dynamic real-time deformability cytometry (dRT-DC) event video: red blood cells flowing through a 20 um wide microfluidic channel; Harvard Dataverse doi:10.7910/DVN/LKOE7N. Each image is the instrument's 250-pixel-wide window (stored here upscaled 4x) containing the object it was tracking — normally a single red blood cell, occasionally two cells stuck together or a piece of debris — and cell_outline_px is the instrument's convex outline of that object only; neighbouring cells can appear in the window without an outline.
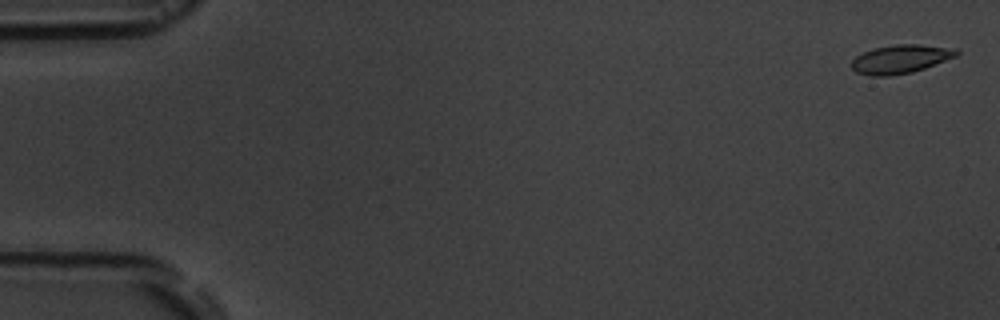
{"species": "common noctule bat (a hibernating species)", "species_latin": "Nyctalus noctula", "temperature_condition": "room temperature", "stored_images_in_passage": 8, "camera_frame_rate_fps": 3000, "um_per_image_px": 0.085, "animal": {"sex": "male", "body_mass_g": 19.5, "forearm_length_mm": 54.6}, "frame": {"image": 1, "passage_image": 1, "time_ms": 0.0, "image_size_px": [1000, 320], "cell_outline_px": [[960, 52], [956, 56], [924, 68], [912, 72], [888, 76], [868, 76], [856, 72], [852, 68], [852, 60], [856, 56], [864, 52], [876, 48], [896, 44], [920, 44], [956, 48]], "centroid_in_image_um": [76.55, 5.02], "position_along_channel_um": 8.5, "area_um2": 17.4}}
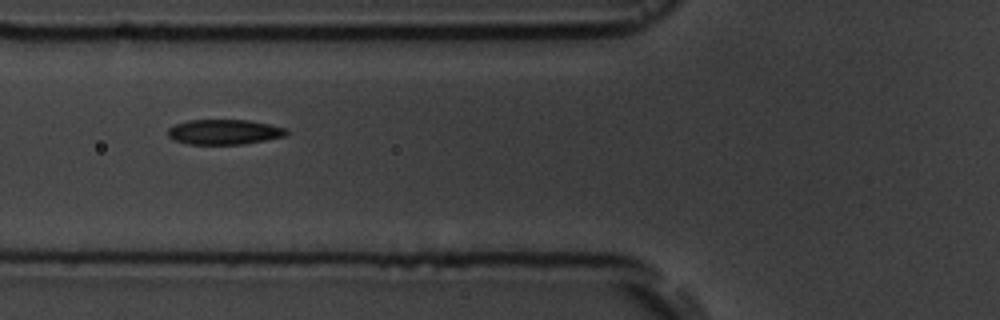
{"frame": {"image": 2, "passage_image": 7, "time_ms": 6.667, "image_size_px": [1000, 320], "cell_outline_px": [[288, 132], [284, 136], [244, 144], [188, 144], [176, 140], [168, 136], [168, 128], [176, 124], [188, 120], [248, 120], [288, 128]], "centroid_in_image_um": [19.06, 11.21], "position_along_channel_um": 106.7, "area_um2": 17.17}}
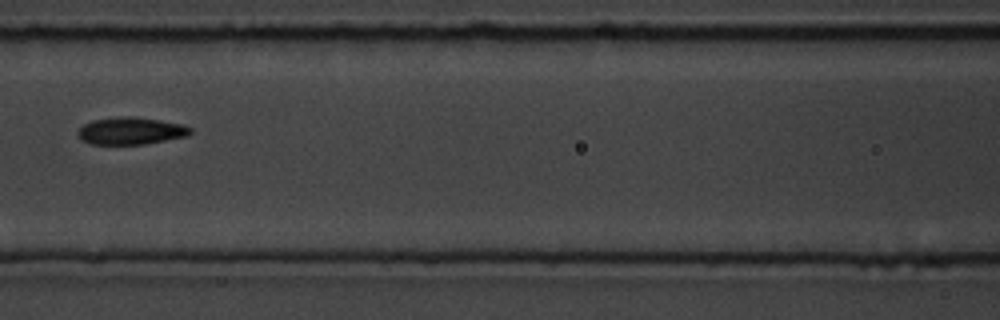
{"frame": {"image": 3, "passage_image": 8, "time_ms": 8.0, "image_size_px": [1000, 320], "cell_outline_px": [[192, 132], [188, 136], [144, 144], [92, 144], [84, 140], [76, 132], [84, 124], [92, 120], [120, 116], [132, 116], [160, 120], [180, 124], [192, 128]], "centroid_in_image_um": [11.14, 11.12], "position_along_channel_um": 155.5, "area_um2": 17.74}}